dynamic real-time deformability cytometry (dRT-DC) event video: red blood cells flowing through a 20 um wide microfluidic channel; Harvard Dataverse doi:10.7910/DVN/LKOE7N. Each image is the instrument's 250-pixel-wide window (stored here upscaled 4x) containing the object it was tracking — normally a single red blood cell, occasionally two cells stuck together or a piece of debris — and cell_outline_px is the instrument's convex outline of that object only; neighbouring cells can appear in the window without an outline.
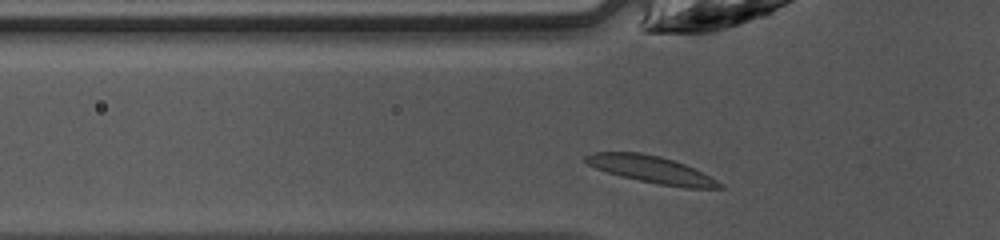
{"species": "common noctule bat (a hibernating species)", "species_latin": "Nyctalus noctula", "temperature_condition": "warm", "stored_images_in_passage": 27, "camera_frame_rate_fps": 3000, "um_per_image_px": 0.085, "animal": {"sex": "female", "body_mass_g": 10.0, "forearm_length_mm": 53.1}, "frame": {"image": 1, "passage_image": 3, "time_ms": 0.667, "image_size_px": [1000, 240], "cell_outline_px": [[724, 188], [684, 188], [660, 184], [620, 176], [596, 168], [588, 164], [584, 160], [584, 156], [592, 152], [640, 152], [660, 156], [684, 164], [724, 184]], "centroid_in_image_um": [55.34, 14.4], "position_along_channel_um": 70.5, "area_um2": 20.81}}
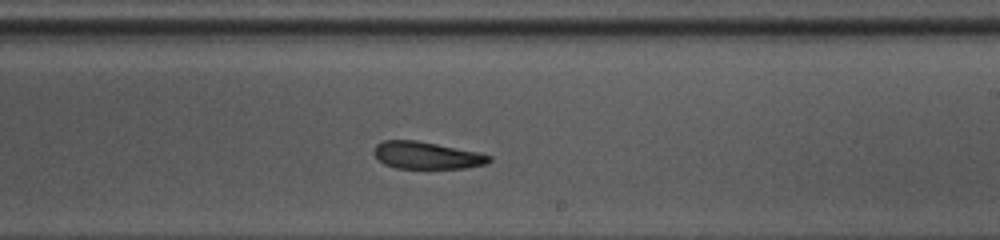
{"frame": {"image": 2, "passage_image": 16, "time_ms": 5.0, "image_size_px": [1000, 240], "cell_outline_px": [[492, 160], [488, 164], [464, 168], [396, 168], [384, 164], [372, 152], [376, 144], [384, 140], [416, 140], [476, 152], [492, 156]], "centroid_in_image_um": [36.26, 13.21], "position_along_channel_um": 252.7, "area_um2": 18.15}}
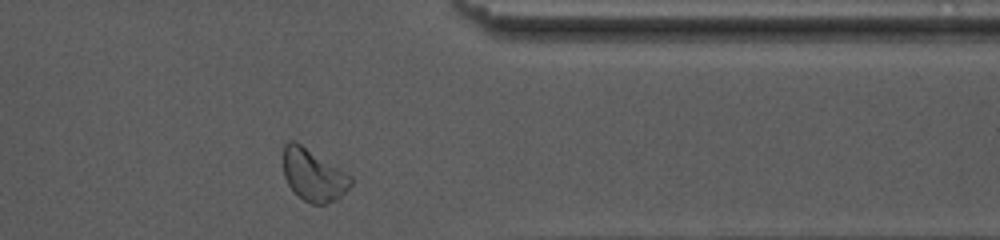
{"frame": {"image": 3, "passage_image": 26, "time_ms": 8.333, "image_size_px": [1000, 240], "cell_outline_px": [[352, 184], [336, 200], [324, 204], [312, 204], [304, 200], [288, 184], [284, 176], [284, 144], [288, 140], [296, 140], [352, 176]], "centroid_in_image_um": [26.64, 14.85], "position_along_channel_um": 384.8, "area_um2": 20.35}, "authors_computed_cell_mechanics": {"area_um2": 19.4786, "velocity_mm_per_s": 4.1901, "shape_relaxation_time_tau1_ms": 2.6202, "shape_relaxation_time_tau2_ms": 2.4509, "deformation_change_tau1": 0.1024, "deformation_change_tau2": 0.0975}}